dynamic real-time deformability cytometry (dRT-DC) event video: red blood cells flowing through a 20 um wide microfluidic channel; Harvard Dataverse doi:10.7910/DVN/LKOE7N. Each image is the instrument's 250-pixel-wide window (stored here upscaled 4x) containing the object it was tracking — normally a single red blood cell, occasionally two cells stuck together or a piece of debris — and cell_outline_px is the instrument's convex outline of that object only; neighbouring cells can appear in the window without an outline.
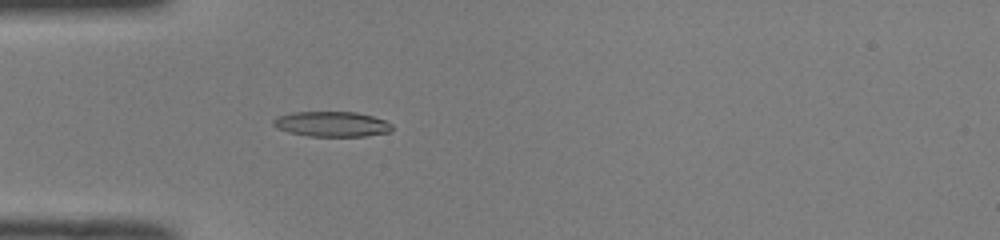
{"species": "common noctule bat (a hibernating species)", "species_latin": "Nyctalus noctula", "temperature_condition": "room temperature", "stored_images_in_passage": 51, "camera_frame_rate_fps": 3000, "um_per_image_px": 0.085, "animal": {"sex": "male", "body_mass_g": 19.0, "forearm_length_mm": 50.8}, "frame": {"image": 1, "passage_image": 16, "time_ms": 5.0, "image_size_px": [1000, 240], "cell_outline_px": [[392, 128], [388, 132], [364, 136], [308, 136], [288, 132], [276, 128], [272, 124], [272, 120], [276, 116], [292, 112], [356, 112], [372, 116], [384, 120], [392, 124]], "centroid_in_image_um": [28.14, 10.54], "position_along_channel_um": 56.9, "area_um2": 17.46}}
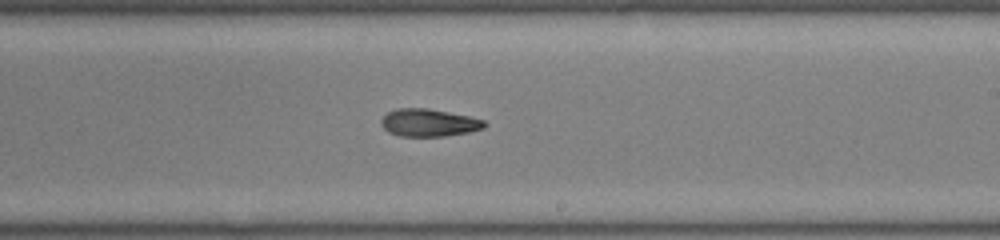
{"frame": {"image": 2, "passage_image": 31, "time_ms": 10.0, "image_size_px": [1000, 240], "cell_outline_px": [[484, 128], [468, 132], [444, 136], [400, 136], [388, 132], [380, 124], [380, 120], [388, 112], [396, 108], [428, 108], [468, 116], [484, 120]], "centroid_in_image_um": [36.4, 10.43], "position_along_channel_um": 252.6, "area_um2": 16.47}}
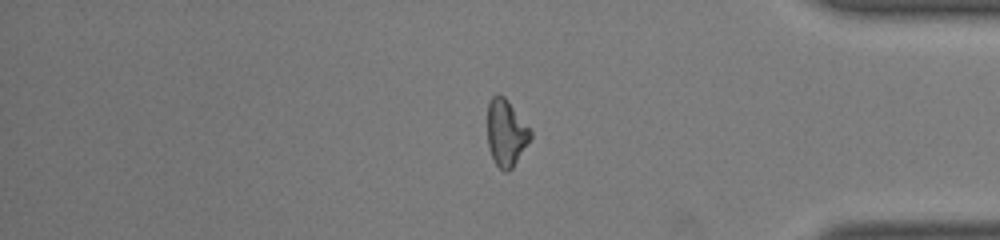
{"frame": {"image": 3, "passage_image": 43, "time_ms": 14.0, "image_size_px": [1000, 240], "cell_outline_px": [[532, 136], [512, 168], [508, 172], [504, 172], [496, 164], [488, 148], [488, 104], [492, 96], [496, 92], [504, 96], [508, 100], [532, 132]], "centroid_in_image_um": [43.0, 11.27], "position_along_channel_um": 392.2, "area_um2": 16.59}, "authors_computed_cell_mechanics": {"area_um2": 16.8776, "velocity_mm_per_s": 4.0319, "shape_relaxation_time_tau1_ms": null, "shape_relaxation_time_tau2_ms": 4.7497, "deformation_change_tau1": null, "deformation_change_tau2": 0.1313}}